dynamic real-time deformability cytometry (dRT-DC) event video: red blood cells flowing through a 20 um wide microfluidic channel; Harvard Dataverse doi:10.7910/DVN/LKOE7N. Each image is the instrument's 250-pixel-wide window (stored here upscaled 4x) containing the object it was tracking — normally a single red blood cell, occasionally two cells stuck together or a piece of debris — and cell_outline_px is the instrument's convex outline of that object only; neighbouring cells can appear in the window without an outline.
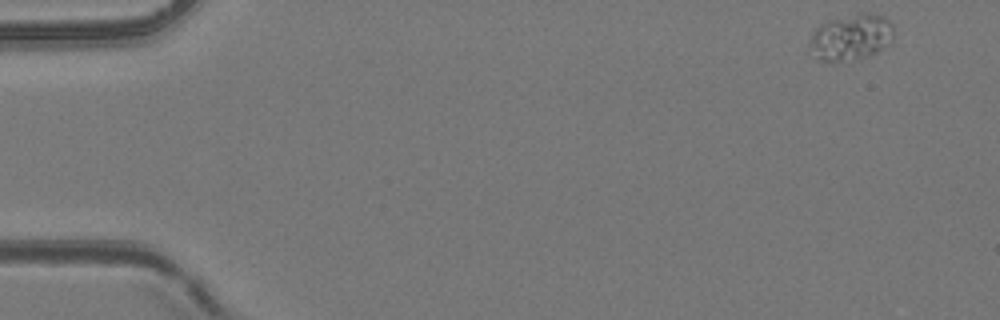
{"species": "common noctule bat (a hibernating species)", "species_latin": "Nyctalus noctula", "temperature_condition": "room temperature", "stored_images_in_passage": 5, "camera_frame_rate_fps": 3000, "um_per_image_px": 0.085, "animal": {"sex": "female", "body_mass_g": 24.6, "forearm_length_mm": 56.2}, "frame": {"image": 1, "passage_image": 1, "time_ms": 0.0, "image_size_px": [1000, 320], "cell_outline_px": [[892, 44], [880, 52], [868, 56], [840, 60], [820, 60], [816, 56], [812, 44], [812, 36], [816, 28], [820, 24], [828, 20], [864, 12], [868, 12], [884, 16], [892, 24]], "centroid_in_image_um": [72.44, 3.13], "position_along_channel_um": 12.6, "area_um2": 22.14}}